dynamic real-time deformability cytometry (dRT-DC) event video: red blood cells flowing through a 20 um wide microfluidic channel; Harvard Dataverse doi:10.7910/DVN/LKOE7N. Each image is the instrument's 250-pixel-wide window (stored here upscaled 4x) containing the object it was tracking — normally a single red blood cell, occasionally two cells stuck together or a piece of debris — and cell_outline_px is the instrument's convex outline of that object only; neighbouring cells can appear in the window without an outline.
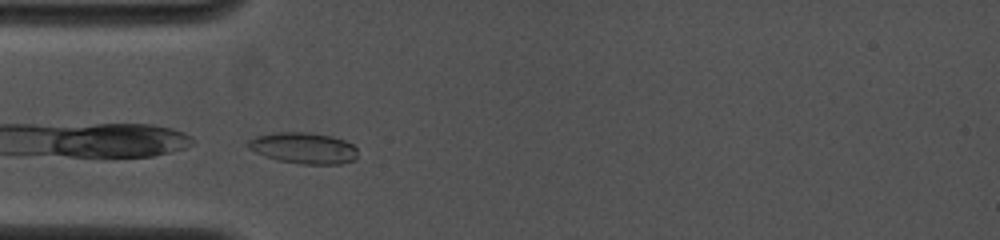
{"species": "common noctule bat (a hibernating species)", "species_latin": "Nyctalus noctula", "temperature_condition": "cold", "stored_images_in_passage": 1, "camera_frame_rate_fps": 4000, "um_per_image_px": 0.085, "animal": {"sex": "female", "body_mass_g": 19.0, "forearm_length_mm": 53.3}, "frame": {"image": 1, "passage_image": 1, "time_ms": 0.0, "image_size_px": [1000, 240], "cell_outline_px": [[356, 160], [340, 164], [304, 164], [280, 160], [264, 156], [248, 148], [244, 144], [248, 140], [256, 136], [276, 132], [308, 132], [332, 136], [344, 140], [352, 144], [356, 148]], "centroid_in_image_um": [25.79, 12.58], "position_along_channel_um": 59.2, "area_um2": 19.94}}